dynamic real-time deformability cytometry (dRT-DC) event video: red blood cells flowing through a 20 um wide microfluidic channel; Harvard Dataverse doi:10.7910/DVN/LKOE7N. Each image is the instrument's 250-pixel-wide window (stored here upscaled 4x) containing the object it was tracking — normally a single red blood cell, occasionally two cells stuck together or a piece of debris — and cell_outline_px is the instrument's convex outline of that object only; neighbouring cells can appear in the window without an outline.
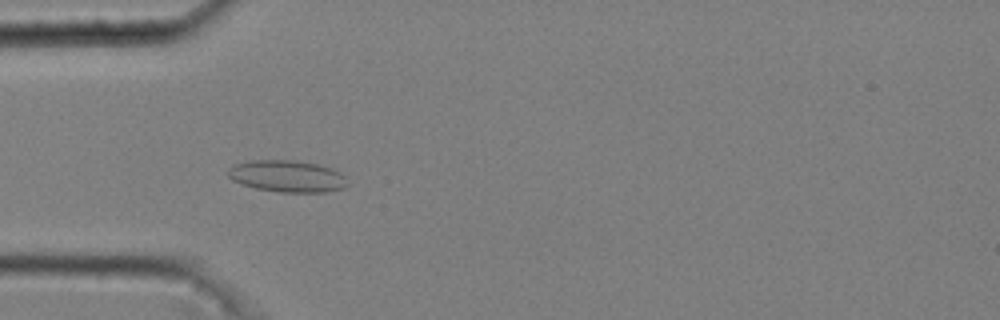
{"species": "common noctule bat (a hibernating species)", "species_latin": "Nyctalus noctula", "temperature_condition": "cold", "stored_images_in_passage": 51, "camera_frame_rate_fps": 3000, "um_per_image_px": 0.085, "animal": {"sex": "male", "body_mass_g": 20.4}, "frame": {"image": 1, "passage_image": 15, "time_ms": 4.667, "image_size_px": [1000, 320], "cell_outline_px": [[344, 188], [324, 192], [280, 192], [256, 188], [240, 184], [232, 180], [228, 176], [228, 168], [236, 164], [248, 160], [292, 160], [316, 164], [332, 168], [340, 172], [344, 176]], "centroid_in_image_um": [24.36, 14.97], "position_along_channel_um": 60.6, "area_um2": 21.96}}
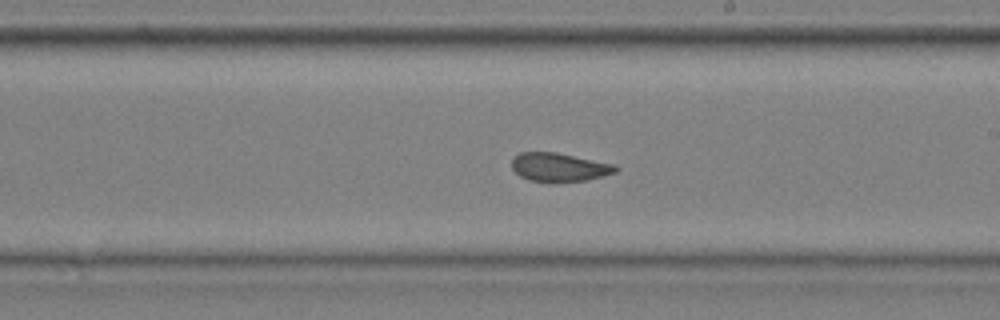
{"frame": {"image": 2, "passage_image": 30, "time_ms": 9.667, "image_size_px": [1000, 320], "cell_outline_px": [[620, 168], [616, 172], [604, 176], [588, 180], [556, 184], [548, 184], [528, 180], [520, 176], [512, 168], [512, 160], [520, 152], [556, 152], [612, 164]], "centroid_in_image_um": [47.52, 14.26], "position_along_channel_um": 241.5, "area_um2": 17.74}}
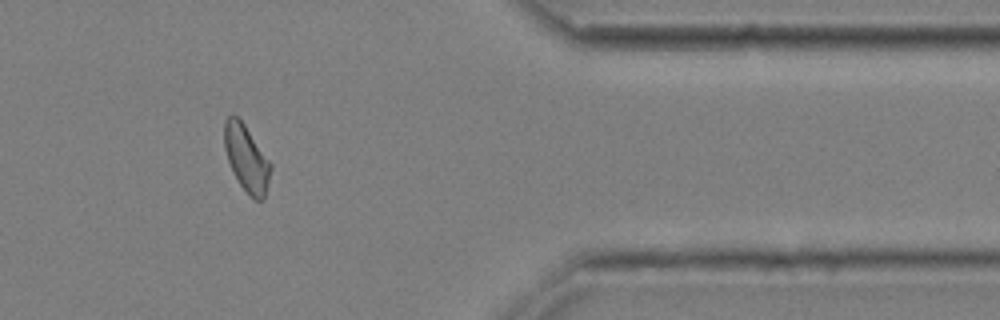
{"frame": {"image": 3, "passage_image": 44, "time_ms": 14.333, "image_size_px": [1000, 320], "cell_outline_px": [[272, 168], [264, 200], [256, 200], [240, 184], [232, 172], [224, 148], [224, 120], [228, 116], [236, 116], [244, 124], [272, 164]], "centroid_in_image_um": [20.95, 13.45], "position_along_channel_um": 390.4, "area_um2": 17.74}, "authors_computed_cell_mechanics": {"area_um2": 18.2648, "velocity_mm_per_s": 3.6635, "shape_relaxation_time_tau1_ms": null, "shape_relaxation_time_tau2_ms": 1.4784, "deformation_change_tau1": null, "deformation_change_tau2": 0.0497}}